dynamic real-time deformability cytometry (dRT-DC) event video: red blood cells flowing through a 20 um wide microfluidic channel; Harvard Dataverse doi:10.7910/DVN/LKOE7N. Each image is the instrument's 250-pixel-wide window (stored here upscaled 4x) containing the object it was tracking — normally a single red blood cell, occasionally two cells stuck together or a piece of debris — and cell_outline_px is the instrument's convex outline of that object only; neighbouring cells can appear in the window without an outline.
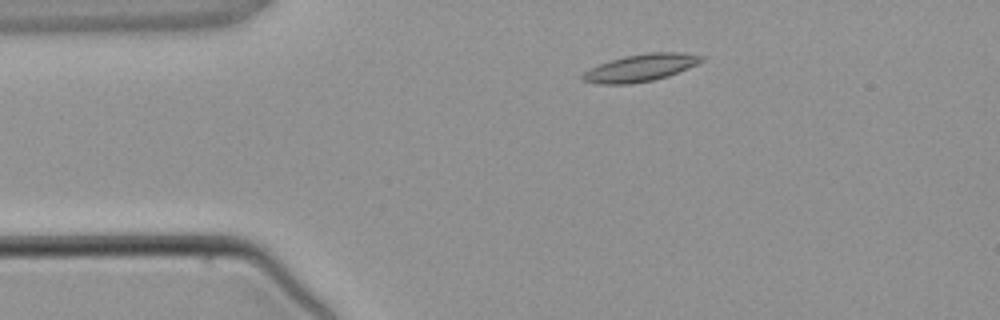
{"species": "common noctule bat (a hibernating species)", "species_latin": "Nyctalus noctula", "temperature_condition": "warm", "stored_images_in_passage": 4, "camera_frame_rate_fps": 3000, "um_per_image_px": 0.085, "animal": {"sex": "male", "body_mass_g": 21.5, "forearm_length_mm": 52.0}, "frame": {"image": 1, "passage_image": 4, "time_ms": 3.667, "image_size_px": [1000, 320], "cell_outline_px": [[704, 60], [688, 68], [668, 76], [652, 80], [628, 84], [596, 84], [580, 80], [580, 76], [584, 72], [600, 64], [624, 56], [648, 52], [680, 52], [704, 56]], "centroid_in_image_um": [54.43, 5.76], "position_along_channel_um": 30.6, "area_um2": 18.79}}